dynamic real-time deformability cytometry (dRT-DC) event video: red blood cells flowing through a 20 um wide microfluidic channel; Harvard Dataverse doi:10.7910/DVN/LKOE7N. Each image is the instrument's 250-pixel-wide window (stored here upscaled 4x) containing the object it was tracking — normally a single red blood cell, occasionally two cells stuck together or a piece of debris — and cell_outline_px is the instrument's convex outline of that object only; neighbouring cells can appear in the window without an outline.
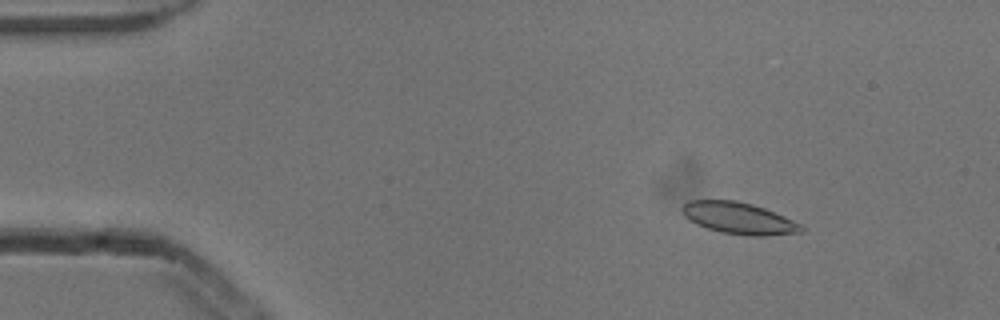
{"species": "common noctule bat (a hibernating species)", "species_latin": "Nyctalus noctula", "temperature_condition": "cold", "stored_images_in_passage": 3, "camera_frame_rate_fps": 3000, "um_per_image_px": 0.085, "animal": {"sex": "male", "body_mass_g": 13.3}, "frame": {"image": 1, "passage_image": 2, "time_ms": 0.333, "image_size_px": [1000, 320], "cell_outline_px": [[804, 232], [768, 236], [748, 236], [720, 232], [696, 224], [688, 220], [684, 216], [680, 208], [688, 200], [736, 200], [752, 204], [764, 208], [804, 224]], "centroid_in_image_um": [62.82, 18.55], "position_along_channel_um": 22.2, "area_um2": 22.31}}